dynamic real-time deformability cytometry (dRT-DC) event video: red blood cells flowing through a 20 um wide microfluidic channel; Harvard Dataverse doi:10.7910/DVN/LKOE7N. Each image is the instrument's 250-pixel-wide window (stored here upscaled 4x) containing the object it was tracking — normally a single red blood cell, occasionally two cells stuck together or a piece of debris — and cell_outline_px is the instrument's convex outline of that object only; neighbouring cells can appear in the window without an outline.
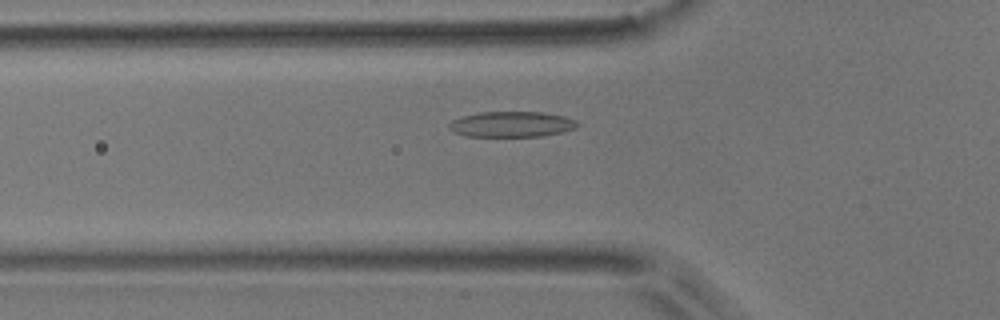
{"species": "common noctule bat (a hibernating species)", "species_latin": "Nyctalus noctula", "temperature_condition": "room temperature", "stored_images_in_passage": 39, "camera_frame_rate_fps": 3000, "um_per_image_px": 0.085, "animal": {"sex": "male", "body_mass_g": 17.9}, "frame": {"image": 1, "passage_image": 5, "time_ms": 1.333, "image_size_px": [1000, 320], "cell_outline_px": [[580, 124], [576, 128], [564, 132], [540, 136], [468, 136], [452, 132], [448, 128], [448, 124], [452, 120], [460, 116], [480, 112], [544, 112], [564, 116], [576, 120]], "centroid_in_image_um": [43.49, 10.56], "position_along_channel_um": 82.3, "area_um2": 19.31}}
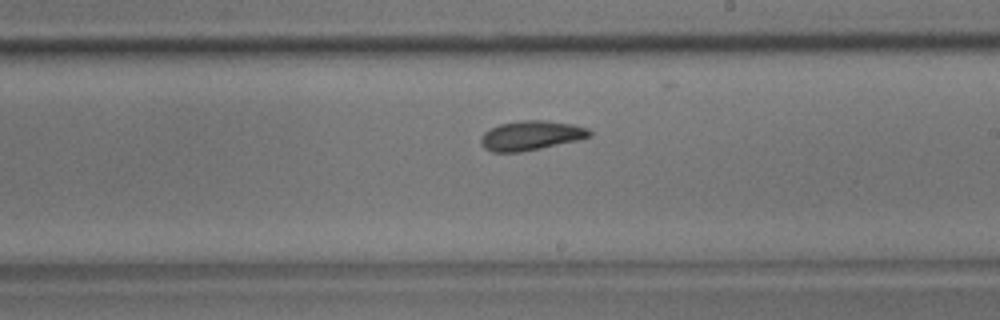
{"frame": {"image": 2, "passage_image": 18, "time_ms": 5.667, "image_size_px": [1000, 320], "cell_outline_px": [[592, 136], [580, 140], [520, 152], [492, 152], [484, 148], [480, 144], [480, 136], [488, 128], [500, 124], [520, 120], [544, 120], [572, 124], [588, 128], [592, 132]], "centroid_in_image_um": [45.12, 11.51], "position_along_channel_um": 243.9, "area_um2": 18.9}}
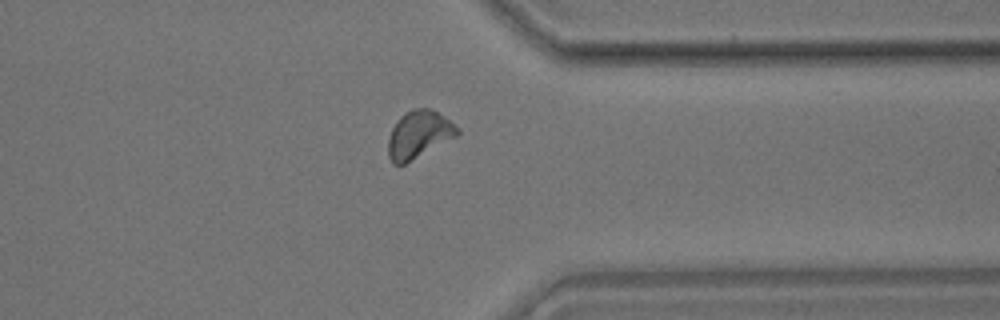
{"frame": {"image": 3, "passage_image": 29, "time_ms": 9.333, "image_size_px": [1000, 320], "cell_outline_px": [[460, 132], [456, 136], [404, 164], [392, 164], [388, 156], [388, 136], [396, 120], [400, 116], [412, 108], [428, 108], [444, 116]], "centroid_in_image_um": [35.54, 11.43], "position_along_channel_um": 375.9, "area_um2": 18.79}}